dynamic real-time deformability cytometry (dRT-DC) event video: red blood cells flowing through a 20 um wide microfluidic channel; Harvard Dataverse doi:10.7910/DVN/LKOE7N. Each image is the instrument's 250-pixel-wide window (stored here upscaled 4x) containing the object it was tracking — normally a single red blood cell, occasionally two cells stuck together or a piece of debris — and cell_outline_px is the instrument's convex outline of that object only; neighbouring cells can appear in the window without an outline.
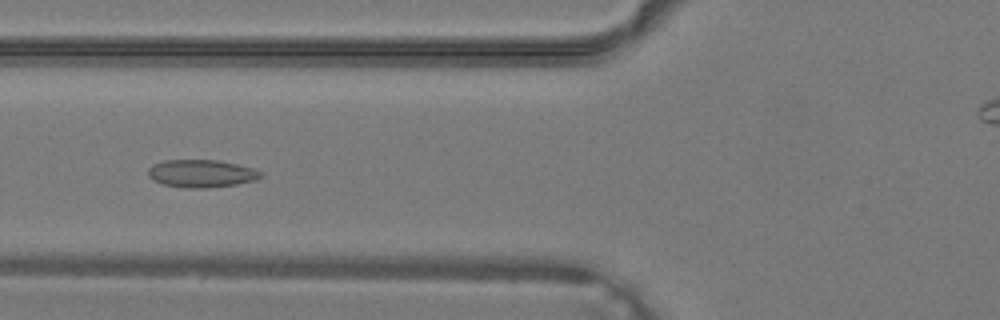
{"species": "common noctule bat (a hibernating species)", "species_latin": "Nyctalus noctula", "temperature_condition": "warm", "stored_images_in_passage": 34, "camera_frame_rate_fps": 3000, "um_per_image_px": 0.085, "animal": {"sex": "male", "body_mass_g": 19.2, "forearm_length_mm": 51.8}, "frame": {"image": 1, "passage_image": 9, "time_ms": 2.667, "image_size_px": [1000, 320], "cell_outline_px": [[264, 176], [256, 180], [236, 184], [204, 188], [184, 188], [164, 184], [152, 180], [148, 176], [148, 168], [152, 164], [164, 160], [216, 160], [236, 164], [252, 168], [264, 172]], "centroid_in_image_um": [17.11, 14.75], "position_along_channel_um": 108.7, "area_um2": 18.26}}
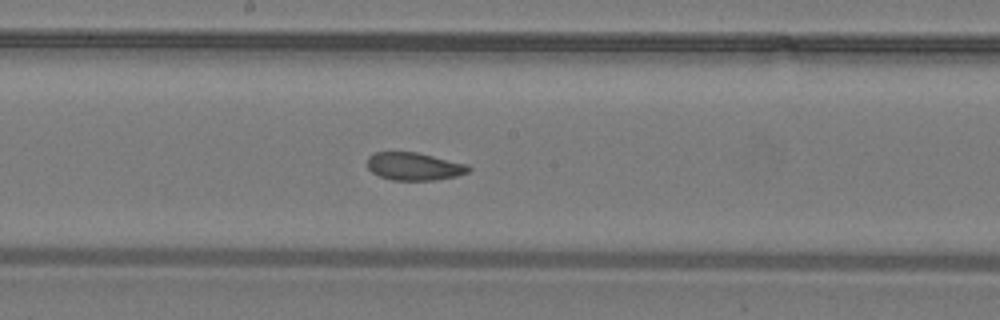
{"frame": {"image": 2, "passage_image": 15, "time_ms": 4.667, "image_size_px": [1000, 320], "cell_outline_px": [[472, 168], [468, 172], [456, 176], [436, 180], [392, 180], [380, 176], [372, 172], [368, 168], [368, 156], [376, 152], [416, 152], [468, 164]], "centroid_in_image_um": [35.22, 14.14], "position_along_channel_um": 213.0, "area_um2": 16.36}}
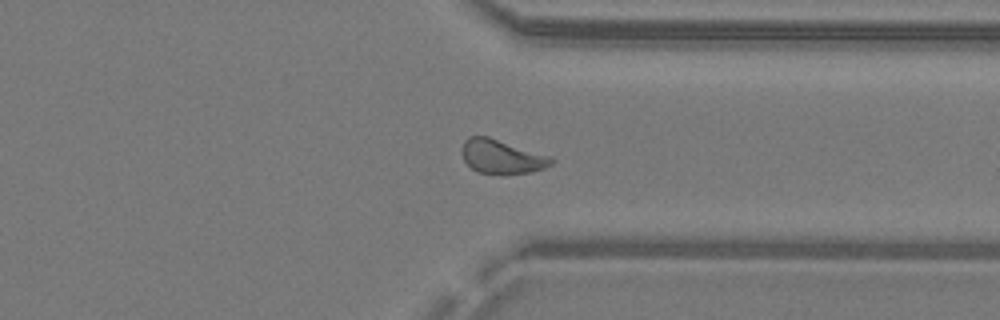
{"frame": {"image": 3, "passage_image": 24, "time_ms": 7.667, "image_size_px": [1000, 320], "cell_outline_px": [[556, 160], [552, 164], [544, 168], [532, 172], [476, 172], [464, 160], [464, 140], [468, 136], [488, 136], [552, 156]], "centroid_in_image_um": [42.71, 13.28], "position_along_channel_um": 368.7, "area_um2": 17.28}}